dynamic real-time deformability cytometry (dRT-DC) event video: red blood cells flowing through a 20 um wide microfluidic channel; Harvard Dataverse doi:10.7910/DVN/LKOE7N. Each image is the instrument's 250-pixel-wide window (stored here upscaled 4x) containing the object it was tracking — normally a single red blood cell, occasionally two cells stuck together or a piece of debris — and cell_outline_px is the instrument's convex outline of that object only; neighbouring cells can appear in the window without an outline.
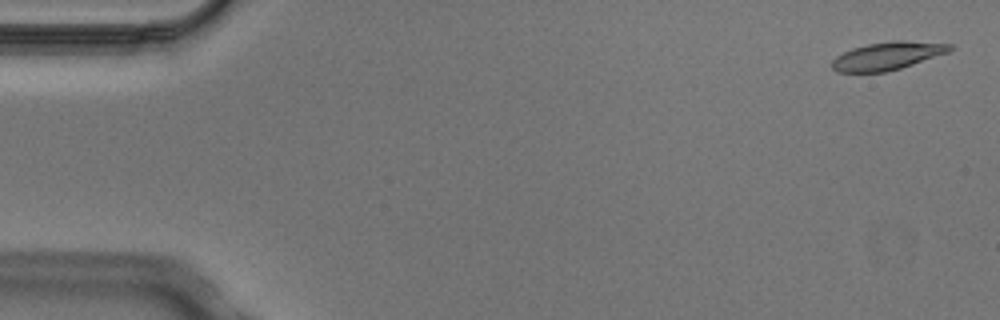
{"species": "Egyptian fruit bat (a non-hibernating species)", "species_latin": "Rousettus aegyptiacus", "temperature_condition": "cold", "stored_images_in_passage": 6, "camera_frame_rate_fps": 3000, "um_per_image_px": 0.085, "animal": {"sex": "male"}, "frame": {"image": 1, "passage_image": 1, "time_ms": 0.0, "image_size_px": [1000, 320], "cell_outline_px": [[952, 48], [948, 52], [900, 68], [884, 72], [836, 72], [832, 68], [832, 60], [836, 56], [852, 48], [868, 44], [892, 40], [904, 40], [952, 44]], "centroid_in_image_um": [75.4, 4.74], "position_along_channel_um": 9.6, "area_um2": 19.02}}
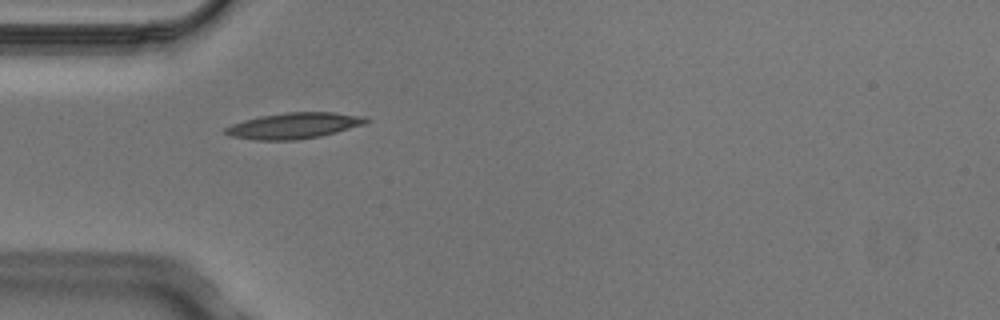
{"frame": {"image": 2, "passage_image": 5, "time_ms": 1.333, "image_size_px": [1000, 320], "cell_outline_px": [[372, 120], [364, 124], [336, 132], [320, 136], [296, 140], [252, 140], [228, 136], [224, 132], [224, 128], [232, 124], [244, 120], [260, 116], [288, 112], [336, 112], [368, 116]], "centroid_in_image_um": [25.01, 10.68], "position_along_channel_um": 60.0, "area_um2": 21.5}}
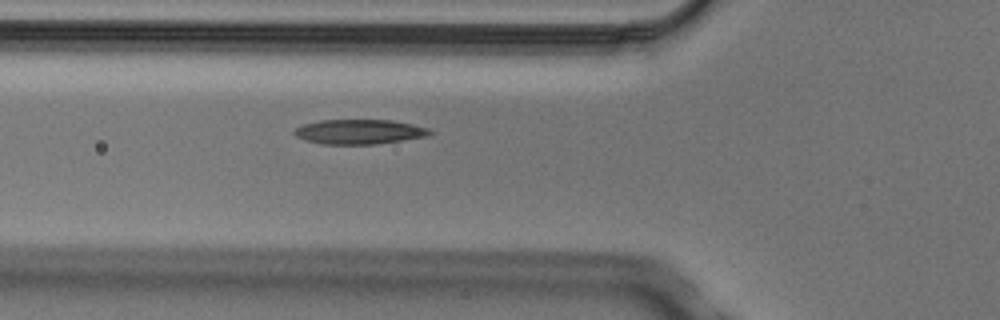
{"frame": {"image": 3, "passage_image": 6, "time_ms": 1.667, "image_size_px": [1000, 320], "cell_outline_px": [[432, 132], [428, 136], [376, 144], [324, 144], [304, 140], [296, 136], [292, 132], [292, 128], [304, 124], [320, 120], [392, 120], [412, 124], [428, 128]], "centroid_in_image_um": [30.49, 11.19], "position_along_channel_um": 95.3, "area_um2": 19.54}}